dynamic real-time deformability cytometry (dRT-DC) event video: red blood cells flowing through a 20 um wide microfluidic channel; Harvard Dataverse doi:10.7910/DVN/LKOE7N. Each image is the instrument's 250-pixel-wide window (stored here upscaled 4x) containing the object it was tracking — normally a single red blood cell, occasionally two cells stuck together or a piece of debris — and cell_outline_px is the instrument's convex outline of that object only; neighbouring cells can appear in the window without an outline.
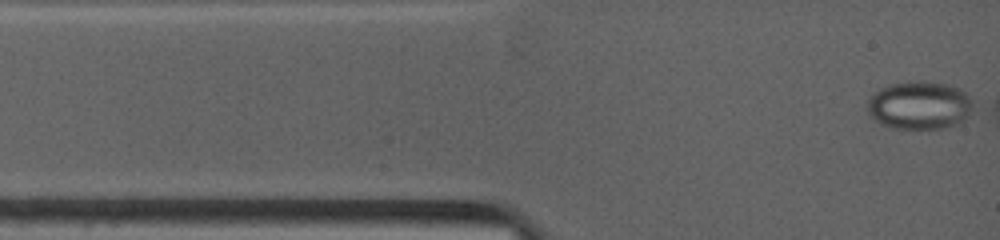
{"species": "common noctule bat (a hibernating species)", "species_latin": "Nyctalus noctula", "temperature_condition": "warm", "stored_images_in_passage": 5, "camera_frame_rate_fps": 4500, "um_per_image_px": 0.085, "animal": {"sex": "female", "body_mass_g": 19.0, "forearm_length_mm": 53.3}, "frame": {"image": 1, "passage_image": 1, "time_ms": 0.0, "image_size_px": [1000, 240], "cell_outline_px": [[976, 104], [964, 120], [960, 124], [952, 128], [892, 128], [880, 124], [872, 120], [868, 116], [868, 100], [880, 88], [888, 84], [920, 80], [924, 80], [948, 84], [960, 88], [976, 100]], "centroid_in_image_um": [78.21, 8.95], "position_along_channel_um": 6.8, "area_um2": 30.46}}